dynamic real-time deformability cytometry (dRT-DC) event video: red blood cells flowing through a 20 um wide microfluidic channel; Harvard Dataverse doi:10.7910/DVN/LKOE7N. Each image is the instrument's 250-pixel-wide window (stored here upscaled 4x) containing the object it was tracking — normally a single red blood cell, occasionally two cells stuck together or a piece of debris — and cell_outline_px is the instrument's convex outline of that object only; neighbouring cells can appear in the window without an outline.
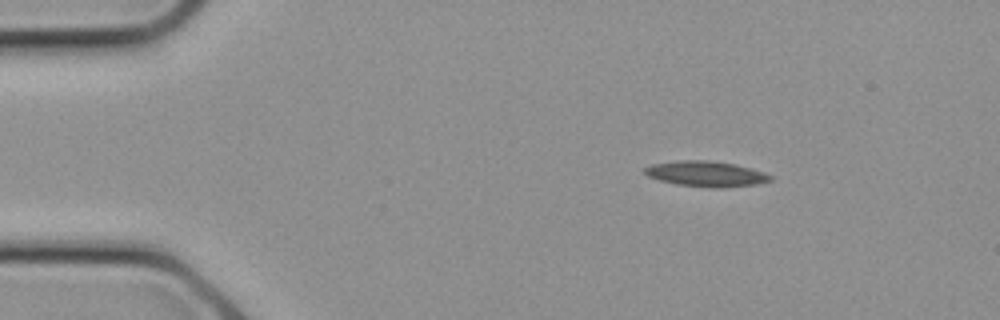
{"species": "common noctule bat (a hibernating species)", "species_latin": "Nyctalus noctula", "temperature_condition": "cold", "stored_images_in_passage": 16, "camera_frame_rate_fps": 3000, "um_per_image_px": 0.085, "animal": {"sex": "female", "body_mass_g": 21.9}, "frame": {"image": 1, "passage_image": 3, "time_ms": 0.667, "image_size_px": [1000, 320], "cell_outline_px": [[772, 180], [756, 184], [724, 188], [708, 188], [676, 184], [660, 180], [648, 176], [644, 172], [644, 168], [652, 164], [676, 160], [708, 160], [736, 164], [752, 168], [764, 172], [772, 176]], "centroid_in_image_um": [60.03, 14.78], "position_along_channel_um": 25.0, "area_um2": 18.84}}
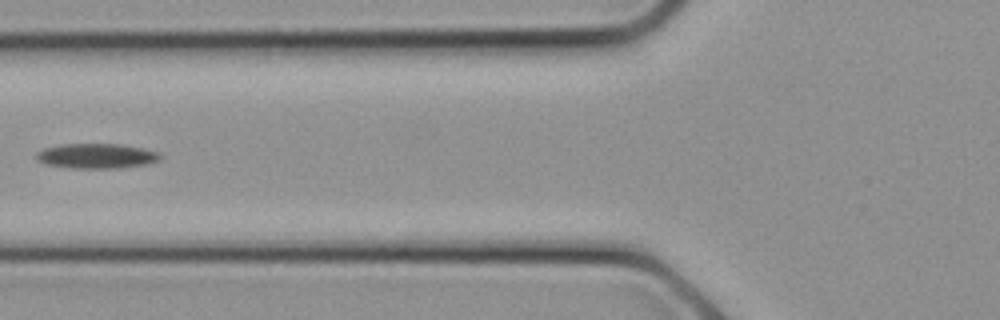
{"frame": {"image": 2, "passage_image": 9, "time_ms": 2.667, "image_size_px": [1000, 320], "cell_outline_px": [[160, 160], [148, 164], [120, 168], [72, 168], [44, 164], [36, 160], [36, 152], [44, 148], [60, 144], [120, 144], [144, 148], [160, 152]], "centroid_in_image_um": [8.2, 13.26], "position_along_channel_um": 117.6, "area_um2": 18.21}}
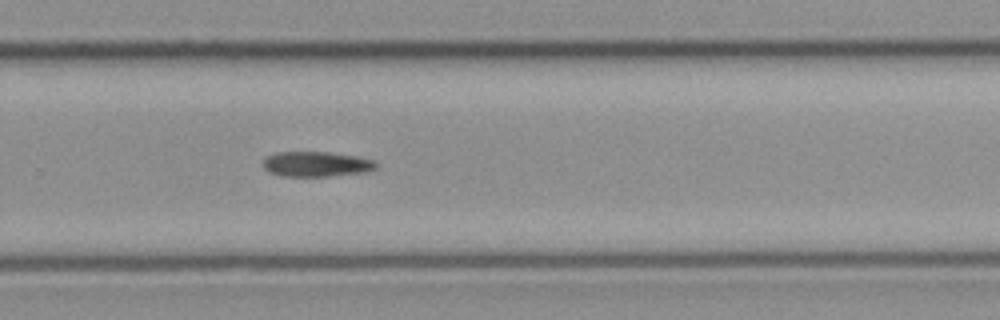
{"frame": {"image": 3, "passage_image": 16, "time_ms": 5.0, "image_size_px": [1000, 320], "cell_outline_px": [[376, 168], [364, 172], [328, 176], [280, 176], [268, 172], [260, 164], [264, 156], [276, 152], [332, 152], [360, 156], [376, 160]], "centroid_in_image_um": [26.84, 13.93], "position_along_channel_um": 303.0, "area_um2": 16.94}}